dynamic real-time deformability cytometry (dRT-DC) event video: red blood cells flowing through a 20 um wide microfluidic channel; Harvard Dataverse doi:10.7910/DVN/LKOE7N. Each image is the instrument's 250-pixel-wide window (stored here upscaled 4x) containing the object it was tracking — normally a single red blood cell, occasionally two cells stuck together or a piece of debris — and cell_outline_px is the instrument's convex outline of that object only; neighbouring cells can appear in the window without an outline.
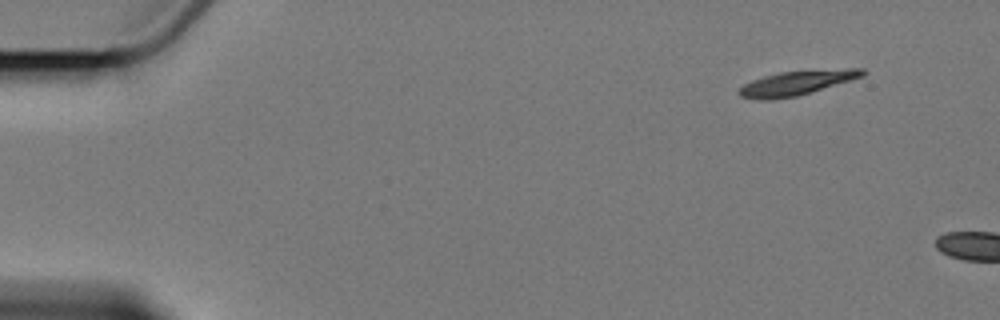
{"species": "Egyptian fruit bat (a non-hibernating species)", "species_latin": "Rousettus aegyptiacus", "temperature_condition": "cold", "stored_images_in_passage": 3, "camera_frame_rate_fps": 3000, "um_per_image_px": 0.085, "animal": {"sex": "female"}, "frame": {"image": 1, "passage_image": 1, "time_ms": 0.0, "image_size_px": [1000, 320], "cell_outline_px": [[868, 72], [864, 76], [812, 92], [796, 96], [772, 100], [756, 100], [740, 96], [736, 92], [744, 84], [752, 80], [764, 76], [780, 72], [844, 68], [864, 68]], "centroid_in_image_um": [67.74, 7.05], "position_along_channel_um": 17.3, "area_um2": 17.8}}